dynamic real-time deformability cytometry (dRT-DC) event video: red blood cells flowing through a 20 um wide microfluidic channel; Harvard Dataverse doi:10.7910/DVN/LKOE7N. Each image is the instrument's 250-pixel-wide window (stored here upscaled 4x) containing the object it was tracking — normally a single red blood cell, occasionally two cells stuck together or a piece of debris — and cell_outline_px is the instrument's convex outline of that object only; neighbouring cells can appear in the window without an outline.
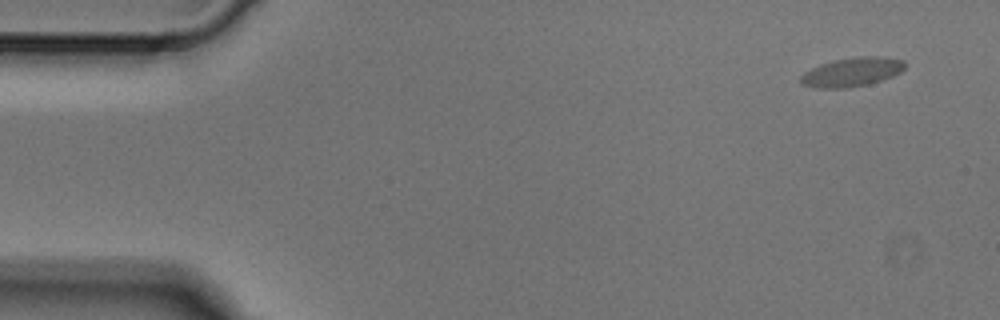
{"species": "Egyptian fruit bat (a non-hibernating species)", "species_latin": "Rousettus aegyptiacus", "temperature_condition": "cold", "stored_images_in_passage": 4, "camera_frame_rate_fps": 3000, "um_per_image_px": 0.085, "animal": {"sex": "male"}, "frame": {"image": 1, "passage_image": 1, "time_ms": 0.0, "image_size_px": [1000, 320], "cell_outline_px": [[904, 68], [900, 72], [892, 76], [868, 84], [844, 88], [816, 88], [800, 84], [800, 76], [804, 72], [820, 64], [836, 60], [860, 56], [884, 56], [904, 60]], "centroid_in_image_um": [72.39, 6.12], "position_along_channel_um": 12.6, "area_um2": 17.51}}
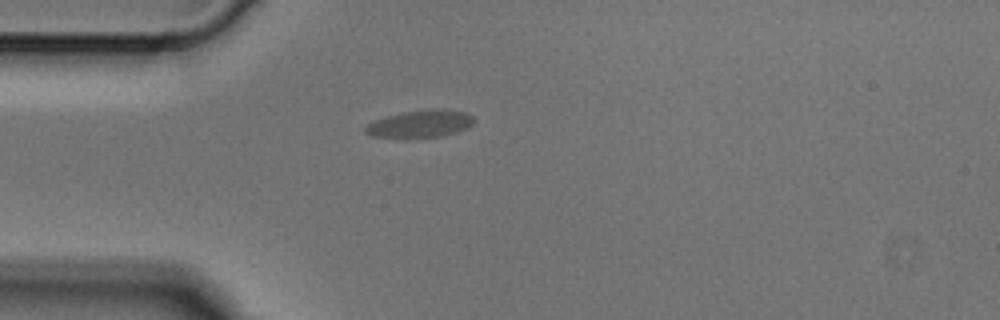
{"frame": {"image": 2, "passage_image": 4, "time_ms": 1.0, "image_size_px": [1000, 320], "cell_outline_px": [[472, 124], [468, 128], [444, 136], [404, 140], [372, 136], [364, 132], [364, 128], [368, 124], [376, 120], [388, 116], [404, 112], [464, 112], [472, 116]], "centroid_in_image_um": [35.61, 10.63], "position_along_channel_um": 49.4, "area_um2": 16.82}}